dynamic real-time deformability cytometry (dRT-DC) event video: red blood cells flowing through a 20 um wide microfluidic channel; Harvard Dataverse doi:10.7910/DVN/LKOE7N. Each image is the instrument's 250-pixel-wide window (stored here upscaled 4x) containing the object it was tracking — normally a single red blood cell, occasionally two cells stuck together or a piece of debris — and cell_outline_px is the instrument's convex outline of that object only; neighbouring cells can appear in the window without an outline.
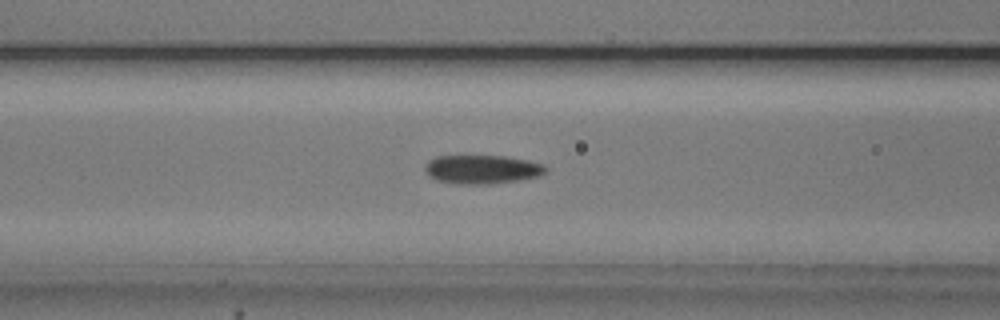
{"species": "common noctule bat (a hibernating species)", "species_latin": "Nyctalus noctula", "temperature_condition": "cold", "stored_images_in_passage": 41, "camera_frame_rate_fps": 3000, "um_per_image_px": 0.085, "animal": {"sex": "male", "body_mass_g": 20.5, "forearm_length_mm": 52.5}, "frame": {"image": 1, "passage_image": 13, "time_ms": 4.0, "image_size_px": [1000, 320], "cell_outline_px": [[548, 172], [540, 176], [516, 180], [488, 184], [460, 184], [436, 180], [428, 176], [424, 168], [428, 160], [436, 156], [508, 156], [528, 160], [544, 164], [548, 168]], "centroid_in_image_um": [41.0, 14.39], "position_along_channel_um": 125.6, "area_um2": 20.4}}
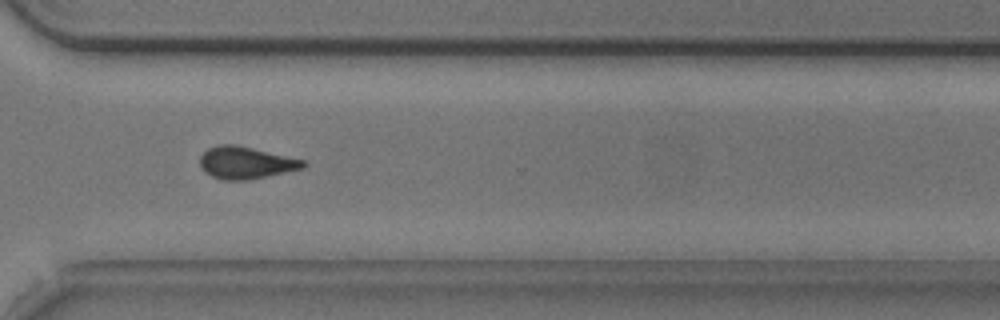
{"frame": {"image": 2, "passage_image": 31, "time_ms": 10.0, "image_size_px": [1000, 320], "cell_outline_px": [[308, 164], [304, 168], [248, 180], [220, 180], [204, 172], [200, 168], [200, 156], [208, 148], [220, 144], [236, 144], [304, 160]], "centroid_in_image_um": [20.87, 13.83], "position_along_channel_um": 349.7, "area_um2": 19.42}}
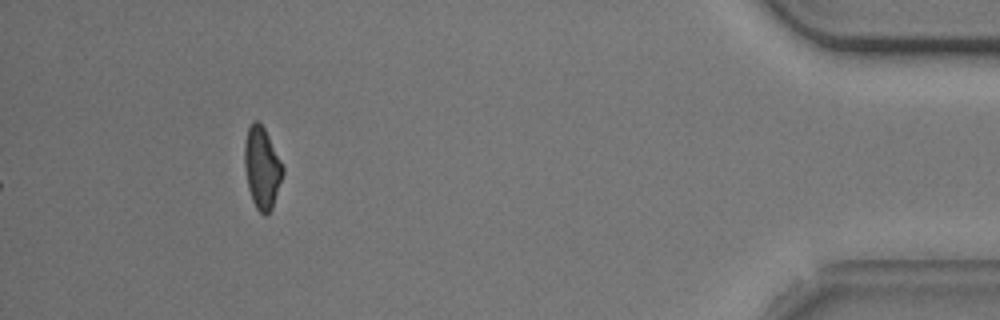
{"frame": {"image": 3, "passage_image": 41, "time_ms": 13.333, "image_size_px": [1000, 320], "cell_outline_px": [[284, 172], [272, 208], [264, 216], [256, 208], [252, 200], [248, 188], [244, 164], [244, 144], [248, 128], [252, 120], [256, 120], [264, 128], [284, 168]], "centroid_in_image_um": [22.25, 14.27], "position_along_channel_um": 413.0, "area_um2": 18.03}, "authors_computed_cell_mechanics": {"area_um2": 19.8254, "velocity_mm_per_s": 3.7409, "shape_relaxation_time_tau1_ms": 4.7423, "shape_relaxation_time_tau2_ms": 6.358, "deformation_change_tau1": 0.1169, "deformation_change_tau2": 0.1219}}